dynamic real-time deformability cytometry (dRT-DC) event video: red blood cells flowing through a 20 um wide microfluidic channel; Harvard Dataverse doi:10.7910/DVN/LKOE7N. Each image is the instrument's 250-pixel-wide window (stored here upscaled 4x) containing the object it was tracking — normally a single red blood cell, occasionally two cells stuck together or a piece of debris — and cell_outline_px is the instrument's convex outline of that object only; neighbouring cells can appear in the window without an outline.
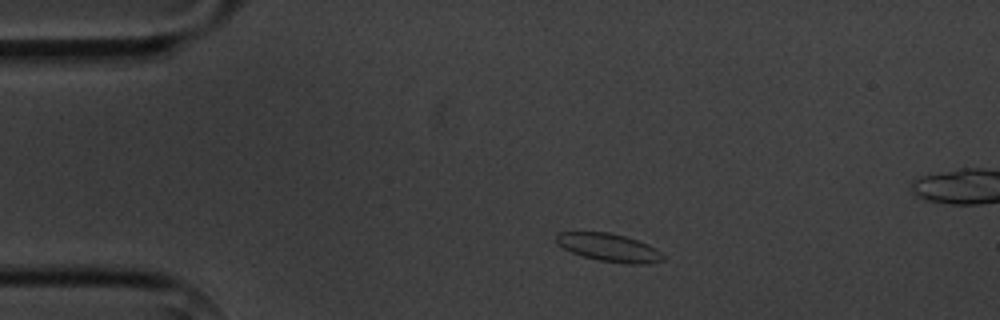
{"species": "common noctule bat (a hibernating species)", "species_latin": "Nyctalus noctula", "temperature_condition": "cold", "stored_images_in_passage": 4, "camera_frame_rate_fps": 3000, "um_per_image_px": 0.085, "animal": {"sex": "male", "body_mass_g": 20.1, "forearm_length_mm": 53.5}, "frame": {"image": 1, "passage_image": 2, "time_ms": 1.333, "image_size_px": [1000, 320], "cell_outline_px": [[664, 260], [644, 264], [624, 264], [600, 260], [584, 256], [572, 252], [564, 248], [556, 240], [556, 232], [608, 232], [624, 236], [648, 244], [656, 248], [664, 256]], "centroid_in_image_um": [51.79, 21.04], "position_along_channel_um": 33.2, "area_um2": 17.22}}
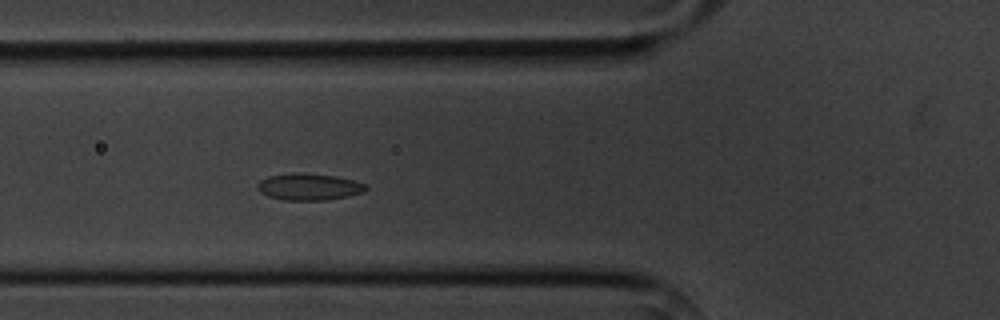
{"frame": {"image": 2, "passage_image": 4, "time_ms": 4.333, "image_size_px": [1000, 320], "cell_outline_px": [[368, 188], [364, 192], [348, 196], [324, 200], [284, 200], [268, 196], [260, 192], [256, 188], [256, 184], [260, 180], [268, 176], [296, 172], [332, 176], [352, 180], [368, 184]], "centroid_in_image_um": [26.24, 15.88], "position_along_channel_um": 99.6, "area_um2": 16.88}}